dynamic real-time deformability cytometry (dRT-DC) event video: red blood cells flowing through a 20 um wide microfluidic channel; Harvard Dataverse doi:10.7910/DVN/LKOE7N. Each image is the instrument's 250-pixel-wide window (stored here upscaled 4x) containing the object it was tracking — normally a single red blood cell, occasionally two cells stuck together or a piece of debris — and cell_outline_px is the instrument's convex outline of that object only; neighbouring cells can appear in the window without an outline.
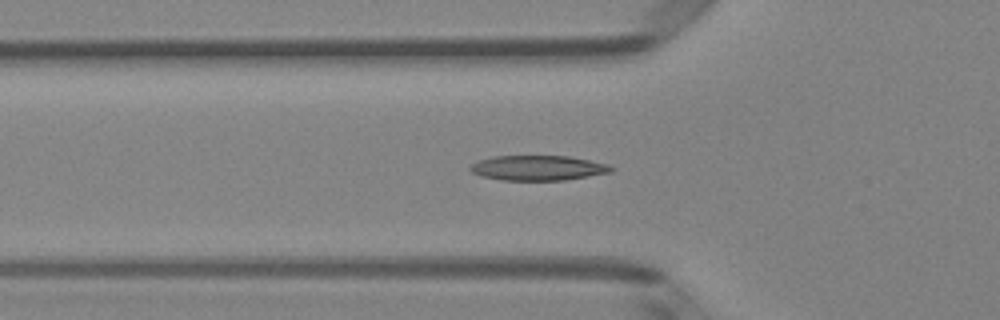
{"species": "Egyptian fruit bat (a non-hibernating species)", "species_latin": "Rousettus aegyptiacus", "temperature_condition": "room temperature", "stored_images_in_passage": 51, "camera_frame_rate_fps": 3000, "um_per_image_px": 0.085, "animal": {"sex": "female"}, "frame": {"image": 1, "passage_image": 17, "time_ms": 5.333, "image_size_px": [1000, 320], "cell_outline_px": [[616, 168], [612, 172], [564, 180], [504, 180], [480, 176], [472, 172], [468, 168], [472, 164], [480, 160], [492, 156], [568, 156], [608, 164]], "centroid_in_image_um": [45.73, 14.27], "position_along_channel_um": 80.1, "area_um2": 20.46}}
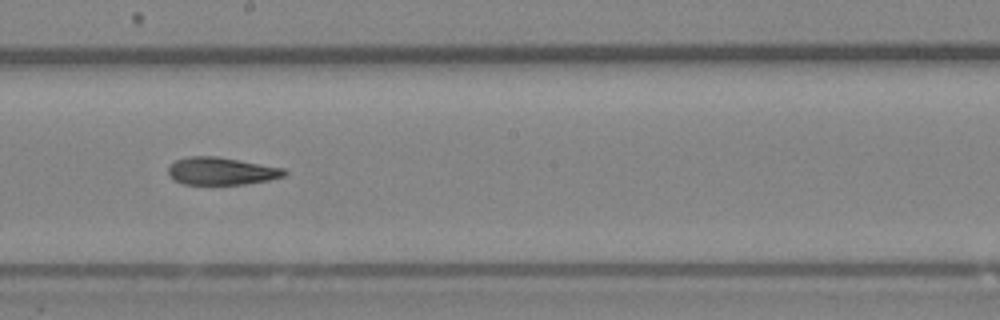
{"frame": {"image": 2, "passage_image": 28, "time_ms": 9.0, "image_size_px": [1000, 320], "cell_outline_px": [[288, 172], [284, 176], [268, 180], [244, 184], [180, 184], [168, 176], [168, 168], [176, 160], [188, 156], [216, 156], [284, 168]], "centroid_in_image_um": [18.79, 14.54], "position_along_channel_um": 229.4, "area_um2": 18.61}}
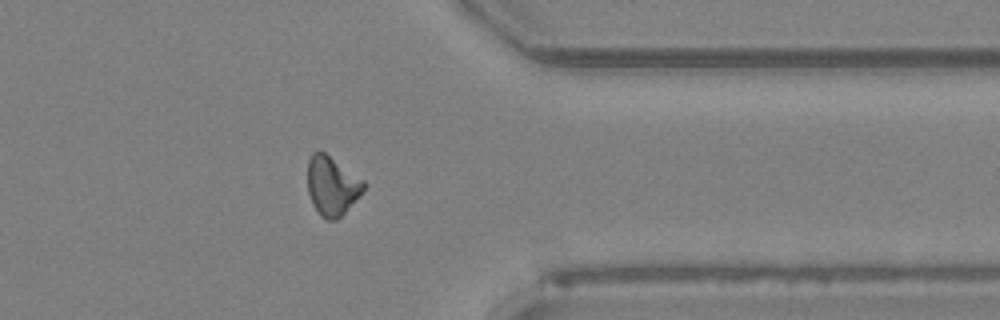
{"frame": {"image": 3, "passage_image": 40, "time_ms": 13.0, "image_size_px": [1000, 320], "cell_outline_px": [[364, 188], [344, 212], [336, 220], [324, 220], [320, 216], [312, 204], [308, 192], [308, 160], [312, 152], [324, 152], [364, 180]], "centroid_in_image_um": [28.18, 15.8], "position_along_channel_um": 383.2, "area_um2": 18.96}, "authors_computed_cell_mechanics": {"area_um2": 19.5364, "velocity_mm_per_s": 4.0866, "shape_relaxation_time_tau1_ms": 4.5903, "shape_relaxation_time_tau2_ms": 3.2744, "deformation_change_tau1": 0.1611, "deformation_change_tau2": 0.1207}}